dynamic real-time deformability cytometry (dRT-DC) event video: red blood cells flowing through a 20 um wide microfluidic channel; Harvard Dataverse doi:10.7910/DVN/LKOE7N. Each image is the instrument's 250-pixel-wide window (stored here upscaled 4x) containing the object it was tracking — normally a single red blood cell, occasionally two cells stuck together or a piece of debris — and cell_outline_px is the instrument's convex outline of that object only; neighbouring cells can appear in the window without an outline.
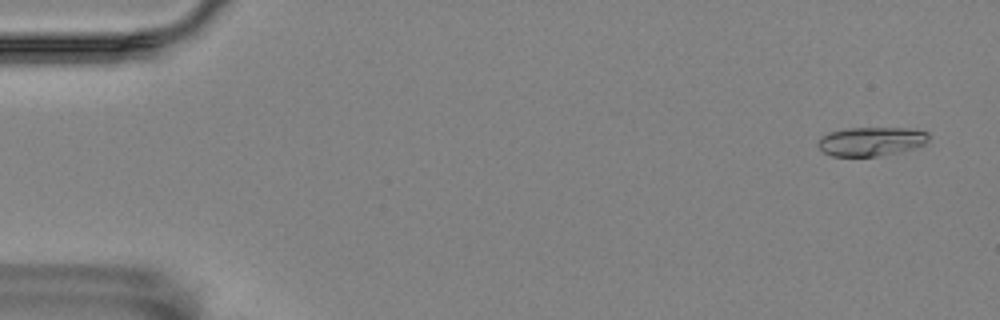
{"species": "Egyptian fruit bat (a non-hibernating species)", "species_latin": "Rousettus aegyptiacus", "temperature_condition": "room temperature", "stored_images_in_passage": 50, "camera_frame_rate_fps": 3000, "um_per_image_px": 0.085, "animal": {"sex": "female"}, "frame": {"image": 1, "passage_image": 3, "time_ms": 0.667, "image_size_px": [1000, 320], "cell_outline_px": [[928, 140], [924, 144], [900, 152], [876, 156], [832, 156], [824, 152], [816, 144], [820, 136], [828, 132], [848, 128], [912, 128], [928, 132]], "centroid_in_image_um": [74.02, 12.01], "position_along_channel_um": 11.0, "area_um2": 18.73}}
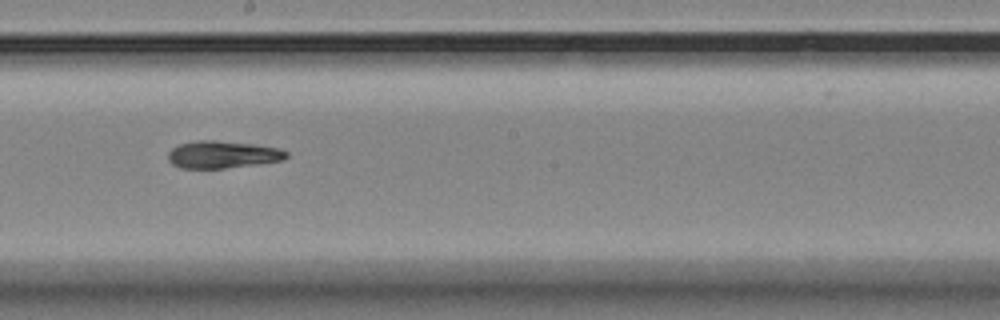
{"frame": {"image": 2, "passage_image": 32, "time_ms": 10.333, "image_size_px": [1000, 320], "cell_outline_px": [[288, 156], [284, 160], [256, 164], [224, 168], [180, 168], [172, 164], [168, 160], [168, 152], [172, 148], [180, 144], [196, 140], [216, 140], [252, 144], [276, 148], [288, 152]], "centroid_in_image_um": [18.89, 13.14], "position_along_channel_um": 229.3, "area_um2": 18.73}}
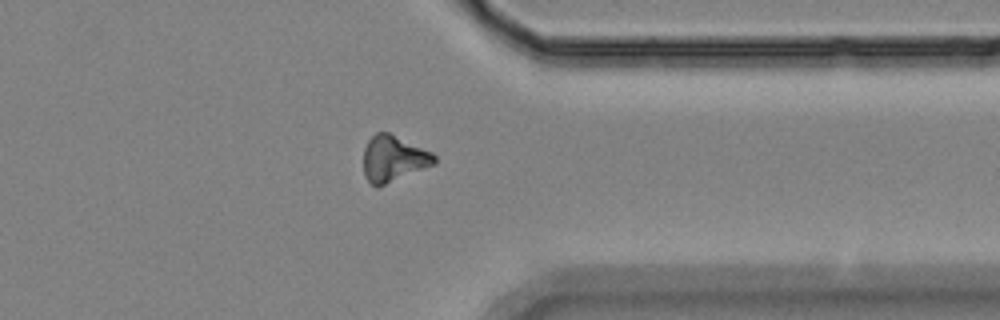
{"frame": {"image": 3, "passage_image": 45, "time_ms": 14.667, "image_size_px": [1000, 320], "cell_outline_px": [[436, 164], [376, 188], [364, 176], [364, 148], [368, 140], [376, 132], [388, 132], [432, 152], [436, 156]], "centroid_in_image_um": [33.44, 13.49], "position_along_channel_um": 378.0, "area_um2": 19.02}}